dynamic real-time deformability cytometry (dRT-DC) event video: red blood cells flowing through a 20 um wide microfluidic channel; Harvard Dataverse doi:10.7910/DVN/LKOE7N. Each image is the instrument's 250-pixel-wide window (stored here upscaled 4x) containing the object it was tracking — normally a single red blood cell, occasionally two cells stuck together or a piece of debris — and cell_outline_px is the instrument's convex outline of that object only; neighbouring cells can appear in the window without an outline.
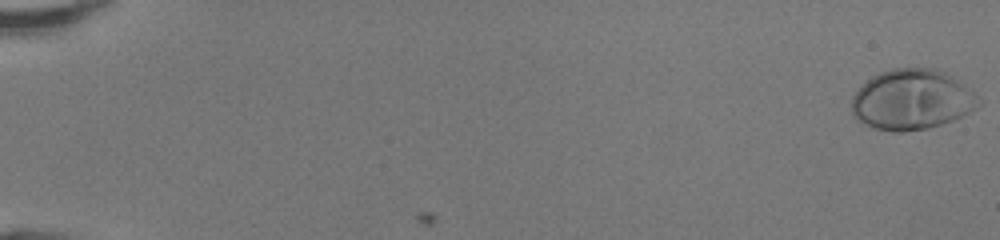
{"species": "human", "species_latin": "Homo sapiens", "temperature_condition": "room temperature", "stored_images_in_passage": 50, "camera_frame_rate_fps": 3000, "um_per_image_px": 0.085, "donor": {"sex": "female"}, "frame": {"image": 1, "passage_image": 1, "time_ms": 0.0, "image_size_px": [1000, 240], "cell_outline_px": [[984, 104], [952, 120], [928, 128], [904, 132], [892, 132], [876, 128], [856, 120], [852, 116], [852, 96], [872, 76], [880, 72], [892, 68], [932, 68], [944, 72], [968, 88]], "centroid_in_image_um": [77.48, 8.48], "position_along_channel_um": 7.5, "area_um2": 44.27}}
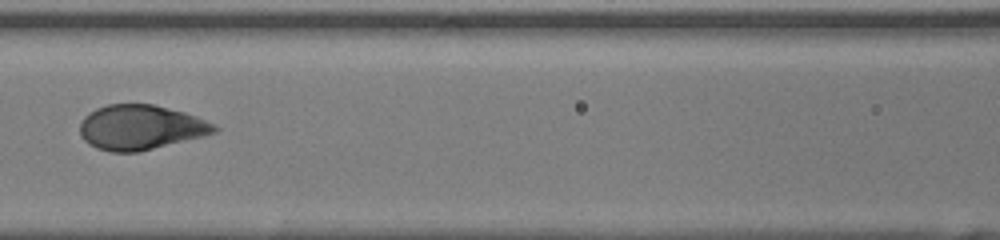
{"frame": {"image": 2, "passage_image": 25, "time_ms": 8.0, "image_size_px": [1000, 240], "cell_outline_px": [[220, 128], [216, 132], [204, 136], [140, 152], [112, 152], [96, 148], [88, 144], [84, 140], [80, 132], [80, 124], [84, 116], [96, 108], [108, 104], [152, 104], [184, 112], [216, 124]], "centroid_in_image_um": [11.96, 10.83], "position_along_channel_um": 154.6, "area_um2": 35.2}}
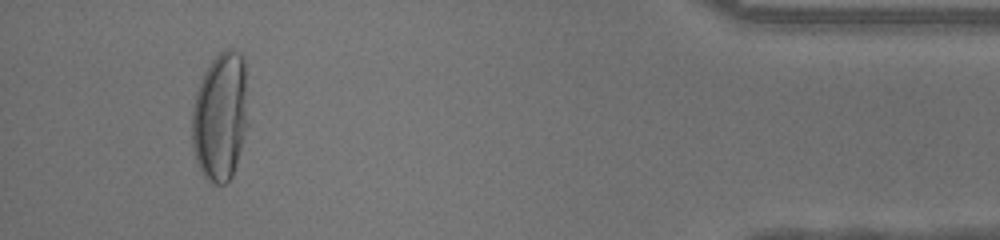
{"frame": {"image": 3, "passage_image": 47, "time_ms": 15.333, "image_size_px": [1000, 240], "cell_outline_px": [[252, 120], [232, 176], [224, 184], [212, 184], [200, 172], [192, 148], [192, 108], [196, 92], [204, 72], [212, 60], [224, 48], [232, 48], [240, 52], [244, 56]], "centroid_in_image_um": [18.8, 9.88], "position_along_channel_um": 416.4, "area_um2": 43.99}, "authors_computed_cell_mechanics": {"area_um2": 37.1654, "velocity_mm_per_s": 4.2965, "shape_relaxation_time_tau1_ms": 3.6276, "shape_relaxation_time_tau2_ms": null, "deformation_change_tau1": 0.2331, "deformation_change_tau2": null}}